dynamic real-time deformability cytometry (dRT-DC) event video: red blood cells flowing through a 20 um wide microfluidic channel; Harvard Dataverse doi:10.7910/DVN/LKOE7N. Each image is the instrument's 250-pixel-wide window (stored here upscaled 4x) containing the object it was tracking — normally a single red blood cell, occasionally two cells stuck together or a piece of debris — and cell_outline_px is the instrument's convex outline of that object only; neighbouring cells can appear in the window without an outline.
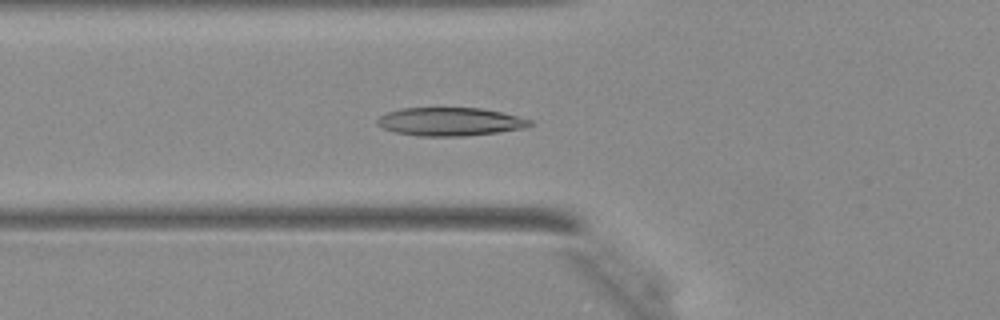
{"species": "Egyptian fruit bat (a non-hibernating species)", "species_latin": "Rousettus aegyptiacus", "temperature_condition": "warm", "stored_images_in_passage": 43, "camera_frame_rate_fps": 3000, "um_per_image_px": 0.085, "animal": {"sex": "female"}, "frame": {"image": 1, "passage_image": 16, "time_ms": 5.0, "image_size_px": [1000, 320], "cell_outline_px": [[532, 124], [524, 128], [496, 132], [464, 136], [420, 136], [396, 132], [384, 128], [376, 124], [376, 120], [380, 116], [388, 112], [404, 108], [480, 108], [500, 112], [532, 120]], "centroid_in_image_um": [38.23, 10.34], "position_along_channel_um": 87.6, "area_um2": 24.85}}
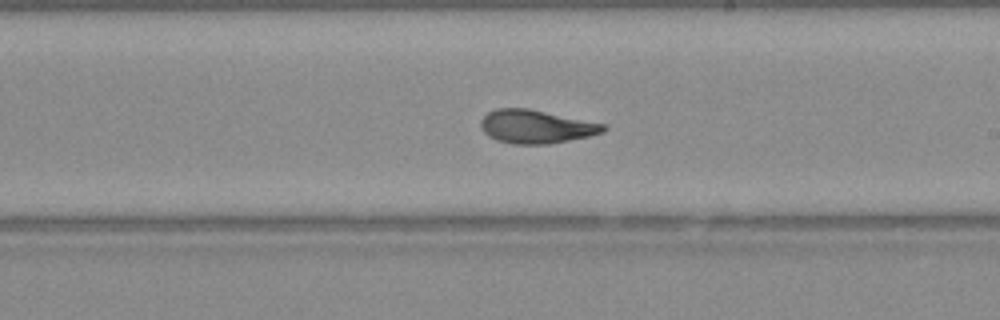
{"frame": {"image": 2, "passage_image": 26, "time_ms": 8.333, "image_size_px": [1000, 320], "cell_outline_px": [[608, 128], [604, 132], [588, 136], [548, 144], [512, 144], [496, 140], [484, 132], [480, 124], [480, 120], [488, 112], [496, 108], [528, 108], [604, 124]], "centroid_in_image_um": [45.54, 10.76], "position_along_channel_um": 243.5, "area_um2": 23.7}}
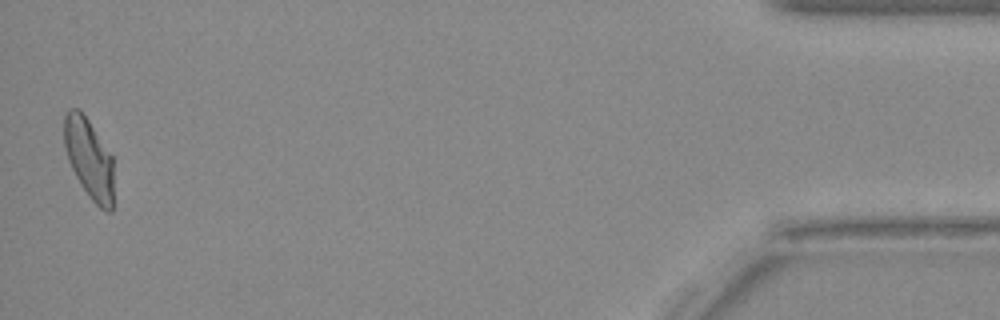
{"frame": {"image": 3, "passage_image": 43, "time_ms": 14.0, "image_size_px": [1000, 320], "cell_outline_px": [[112, 212], [104, 212], [92, 200], [76, 176], [68, 160], [64, 144], [64, 116], [68, 108], [76, 108], [88, 120], [112, 156]], "centroid_in_image_um": [7.56, 13.48], "position_along_channel_um": 427.6, "area_um2": 22.66}}